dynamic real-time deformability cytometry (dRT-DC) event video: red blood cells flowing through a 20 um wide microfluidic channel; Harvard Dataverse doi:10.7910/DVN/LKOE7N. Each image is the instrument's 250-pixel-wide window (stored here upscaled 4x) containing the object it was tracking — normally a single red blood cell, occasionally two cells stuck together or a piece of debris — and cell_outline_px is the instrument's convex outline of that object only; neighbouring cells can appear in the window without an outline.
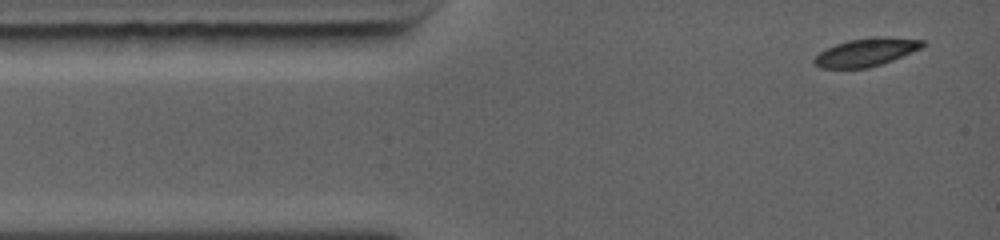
{"species": "common noctule bat (a hibernating species)", "species_latin": "Nyctalus noctula", "temperature_condition": "warm", "stored_images_in_passage": 3, "camera_frame_rate_fps": 5000, "um_per_image_px": 0.085, "animal": {"sex": "female", "body_mass_g": 19.0, "forearm_length_mm": 56.7}, "frame": {"image": 1, "passage_image": 1, "time_ms": 0.0, "image_size_px": [1000, 240], "cell_outline_px": [[928, 44], [920, 48], [892, 60], [868, 68], [820, 68], [812, 60], [820, 52], [836, 44], [848, 40], [876, 36], [888, 36], [924, 40]], "centroid_in_image_um": [73.65, 4.42], "position_along_channel_um": 11.4, "area_um2": 17.63}}